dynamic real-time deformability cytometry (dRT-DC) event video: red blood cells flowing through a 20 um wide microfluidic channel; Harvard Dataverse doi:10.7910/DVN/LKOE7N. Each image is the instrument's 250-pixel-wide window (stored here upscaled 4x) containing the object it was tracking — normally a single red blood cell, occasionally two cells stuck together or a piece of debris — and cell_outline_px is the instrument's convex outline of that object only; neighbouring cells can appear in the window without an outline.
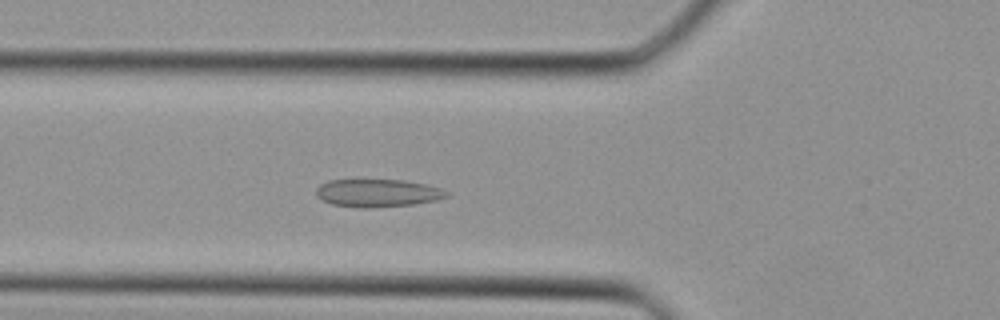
{"species": "Egyptian fruit bat (a non-hibernating species)", "species_latin": "Rousettus aegyptiacus", "temperature_condition": "cold", "stored_images_in_passage": 36, "camera_frame_rate_fps": 3000, "um_per_image_px": 0.085, "animal": {"sex": "female"}, "frame": {"image": 1, "passage_image": 12, "time_ms": 3.667, "image_size_px": [1000, 320], "cell_outline_px": [[448, 196], [436, 200], [416, 204], [364, 208], [332, 204], [316, 196], [316, 188], [320, 184], [328, 180], [404, 180], [424, 184], [440, 188], [448, 192]], "centroid_in_image_um": [32.09, 16.4], "position_along_channel_um": 93.7, "area_um2": 20.98}}
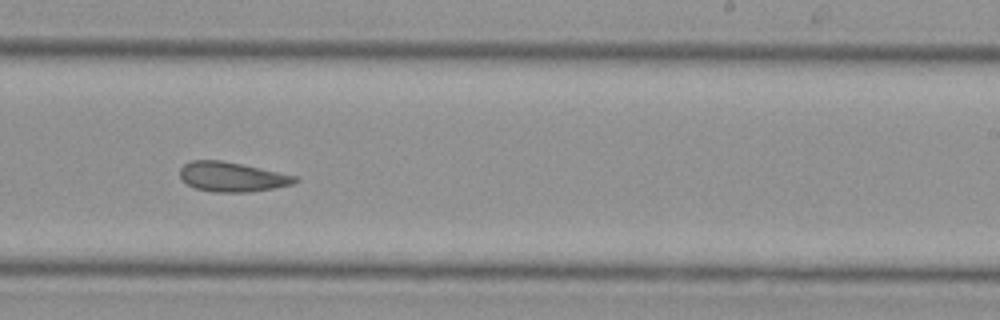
{"frame": {"image": 2, "passage_image": 22, "time_ms": 7.0, "image_size_px": [1000, 320], "cell_outline_px": [[300, 180], [292, 184], [272, 188], [248, 192], [212, 192], [196, 188], [180, 180], [180, 168], [184, 164], [192, 160], [220, 160], [280, 172], [296, 176]], "centroid_in_image_um": [19.69, 15.03], "position_along_channel_um": 269.3, "area_um2": 19.77}}
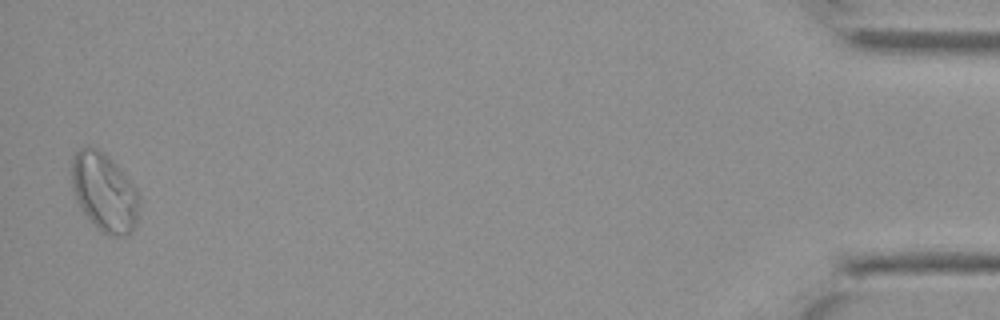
{"frame": {"image": 3, "passage_image": 36, "time_ms": 11.667, "image_size_px": [1000, 320], "cell_outline_px": [[140, 204], [136, 224], [132, 232], [128, 236], [116, 236], [100, 232], [84, 212], [76, 200], [72, 192], [72, 152], [80, 148], [96, 148], [104, 152], [120, 168], [136, 188], [140, 196]], "centroid_in_image_um": [8.88, 16.35], "position_along_channel_um": 426.3, "area_um2": 31.21}}